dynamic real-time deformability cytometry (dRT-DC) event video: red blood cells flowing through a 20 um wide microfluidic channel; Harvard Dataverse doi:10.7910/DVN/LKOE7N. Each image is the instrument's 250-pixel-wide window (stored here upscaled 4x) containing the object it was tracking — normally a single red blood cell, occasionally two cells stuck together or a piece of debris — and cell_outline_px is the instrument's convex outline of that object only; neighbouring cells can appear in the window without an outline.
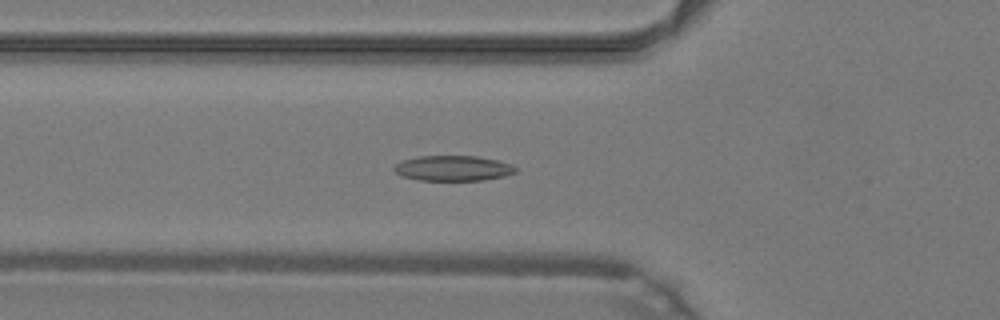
{"species": "common noctule bat (a hibernating species)", "species_latin": "Nyctalus noctula", "temperature_condition": "warm", "stored_images_in_passage": 42, "camera_frame_rate_fps": 3000, "um_per_image_px": 0.085, "animal": {"sex": "male", "body_mass_g": 19.2, "forearm_length_mm": 51.8}, "frame": {"image": 1, "passage_image": 17, "time_ms": 5.333, "image_size_px": [1000, 320], "cell_outline_px": [[516, 172], [504, 176], [484, 180], [420, 180], [404, 176], [396, 172], [392, 168], [396, 164], [404, 160], [420, 156], [476, 156], [496, 160], [508, 164], [516, 168]], "centroid_in_image_um": [38.5, 14.3], "position_along_channel_um": 87.3, "area_um2": 17.57}}
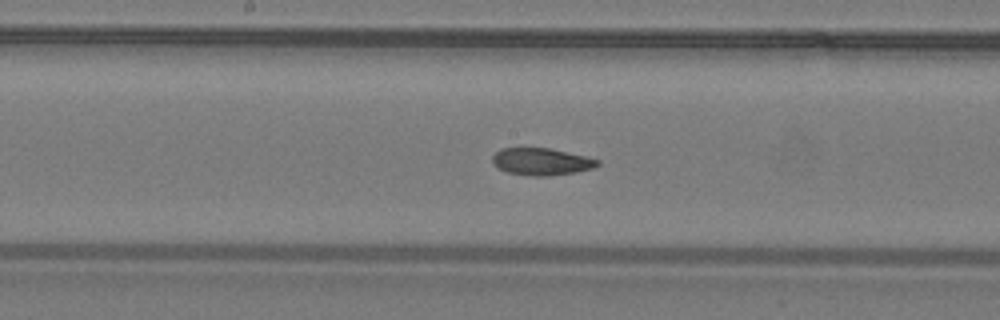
{"frame": {"image": 2, "passage_image": 25, "time_ms": 8.0, "image_size_px": [1000, 320], "cell_outline_px": [[600, 164], [592, 168], [576, 172], [548, 176], [532, 176], [508, 172], [500, 168], [492, 160], [492, 156], [500, 148], [548, 148], [584, 156], [600, 160]], "centroid_in_image_um": [46.03, 13.74], "position_along_channel_um": 202.2, "area_um2": 16.36}}
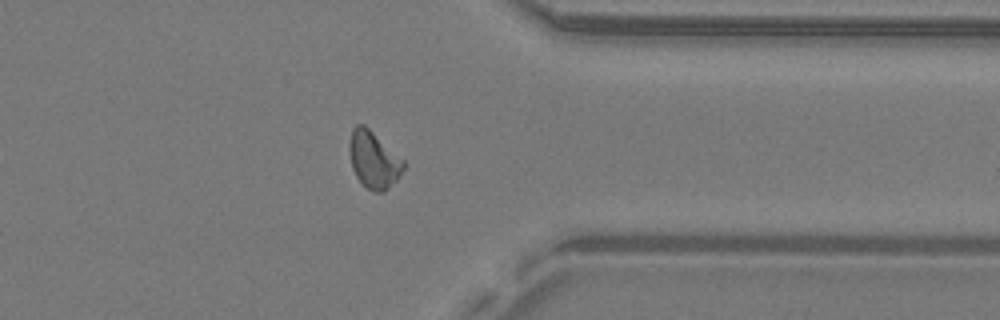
{"frame": {"image": 3, "passage_image": 38, "time_ms": 12.333, "image_size_px": [1000, 320], "cell_outline_px": [[404, 168], [396, 180], [384, 192], [376, 192], [368, 188], [356, 176], [352, 168], [348, 148], [348, 144], [352, 128], [356, 124], [364, 124], [404, 160]], "centroid_in_image_um": [31.73, 13.55], "position_along_channel_um": 379.7, "area_um2": 17.8}, "authors_computed_cell_mechanics": {"area_um2": 17.5423, "velocity_mm_per_s": 4.3013, "shape_relaxation_time_tau1_ms": 5.1395, "shape_relaxation_time_tau2_ms": 2.3336, "deformation_change_tau1": 0.1651, "deformation_change_tau2": 0.0899}}